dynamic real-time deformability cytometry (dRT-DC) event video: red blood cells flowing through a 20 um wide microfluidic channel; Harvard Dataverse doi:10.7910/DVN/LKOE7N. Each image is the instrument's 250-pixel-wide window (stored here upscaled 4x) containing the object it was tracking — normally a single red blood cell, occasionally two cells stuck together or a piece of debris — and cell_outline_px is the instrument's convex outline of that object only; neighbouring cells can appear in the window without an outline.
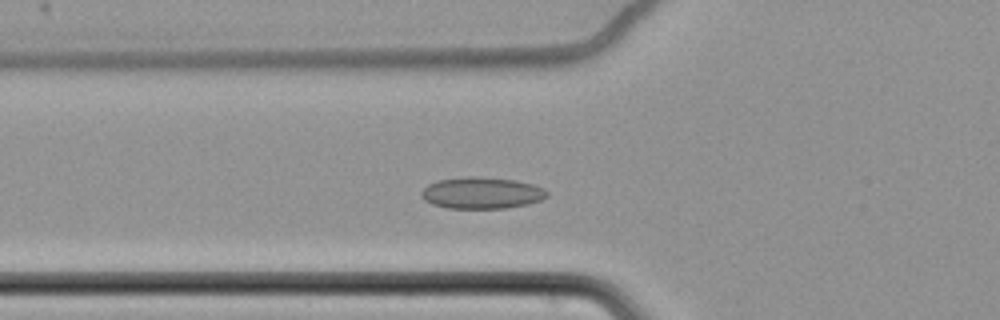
{"species": "common noctule bat (a hibernating species)", "species_latin": "Nyctalus noctula", "temperature_condition": "cold", "stored_images_in_passage": 44, "camera_frame_rate_fps": 3000, "um_per_image_px": 0.085, "animal": {"sex": "female", "body_mass_g": 22.7, "forearm_length_mm": 54.2}, "frame": {"image": 1, "passage_image": 6, "time_ms": 1.667, "image_size_px": [1000, 320], "cell_outline_px": [[548, 196], [540, 200], [508, 208], [448, 208], [432, 204], [424, 200], [420, 196], [420, 192], [428, 184], [440, 180], [468, 176], [476, 176], [516, 180], [532, 184], [544, 188], [548, 192]], "centroid_in_image_um": [40.93, 16.39], "position_along_channel_um": 84.9, "area_um2": 23.06}}
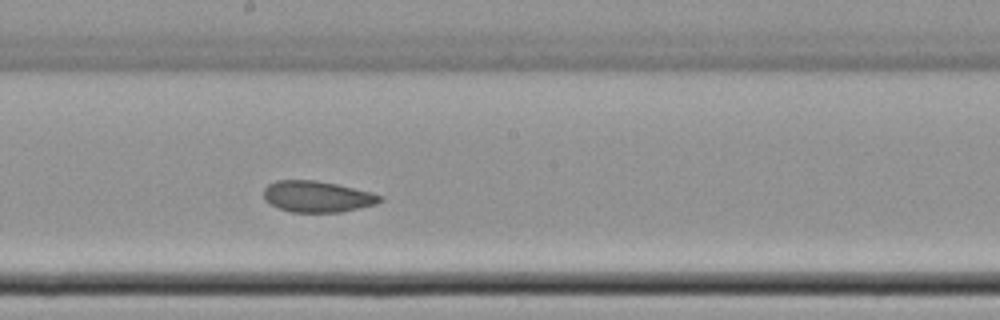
{"frame": {"image": 2, "passage_image": 18, "time_ms": 5.667, "image_size_px": [1000, 320], "cell_outline_px": [[384, 200], [376, 204], [340, 212], [292, 212], [280, 208], [264, 200], [264, 188], [268, 184], [276, 180], [316, 180], [336, 184], [372, 192], [384, 196]], "centroid_in_image_um": [26.99, 16.7], "position_along_channel_um": 221.2, "area_um2": 21.15}}
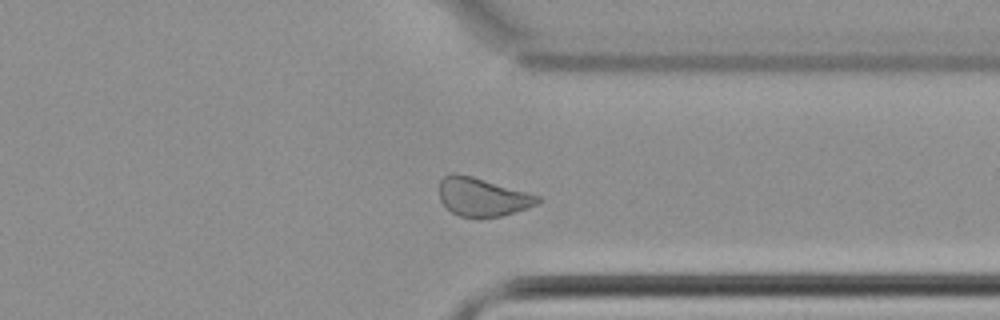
{"frame": {"image": 3, "passage_image": 31, "time_ms": 10.0, "image_size_px": [1000, 320], "cell_outline_px": [[544, 200], [528, 208], [500, 216], [480, 220], [460, 216], [452, 212], [440, 200], [440, 180], [444, 176], [452, 172], [456, 172], [472, 176], [540, 196]], "centroid_in_image_um": [41.0, 16.76], "position_along_channel_um": 370.4, "area_um2": 22.31}, "authors_computed_cell_mechanics": {"area_um2": 21.9062, "velocity_mm_per_s": 3.425, "shape_relaxation_time_tau1_ms": null, "shape_relaxation_time_tau2_ms": 1.7662, "deformation_change_tau1": null, "deformation_change_tau2": 0.0609}}